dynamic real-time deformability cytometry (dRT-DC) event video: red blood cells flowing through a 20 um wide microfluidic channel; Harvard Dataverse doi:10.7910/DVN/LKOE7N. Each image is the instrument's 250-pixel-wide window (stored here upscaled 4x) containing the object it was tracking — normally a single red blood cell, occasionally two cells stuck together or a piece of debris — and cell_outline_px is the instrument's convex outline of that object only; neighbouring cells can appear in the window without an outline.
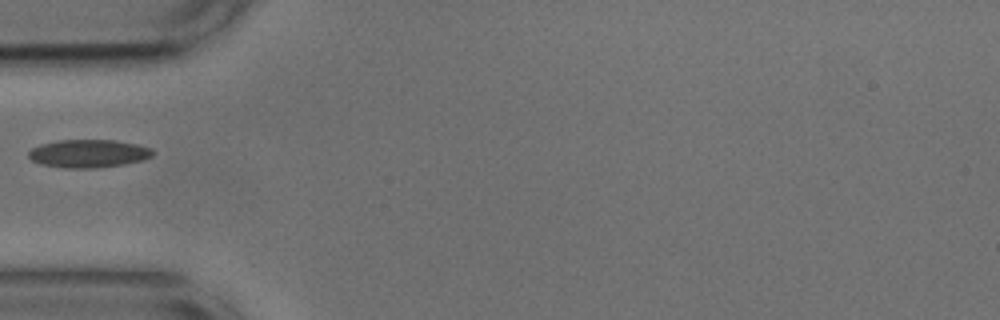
{"species": "common noctule bat (a hibernating species)", "species_latin": "Nyctalus noctula", "temperature_condition": "cold", "stored_images_in_passage": 30, "camera_frame_rate_fps": 3000, "um_per_image_px": 0.085, "animal": {"sex": "male", "body_mass_g": 17.9, "forearm_length_mm": 54.2}, "frame": {"image": 1, "passage_image": 1, "time_ms": 0.0, "image_size_px": [1000, 320], "cell_outline_px": [[156, 152], [152, 156], [144, 160], [124, 164], [96, 168], [68, 168], [40, 164], [32, 160], [28, 156], [28, 152], [32, 148], [40, 144], [60, 140], [116, 140], [136, 144], [152, 148]], "centroid_in_image_um": [7.55, 13.05], "position_along_channel_um": 77.4, "area_um2": 20.4}}